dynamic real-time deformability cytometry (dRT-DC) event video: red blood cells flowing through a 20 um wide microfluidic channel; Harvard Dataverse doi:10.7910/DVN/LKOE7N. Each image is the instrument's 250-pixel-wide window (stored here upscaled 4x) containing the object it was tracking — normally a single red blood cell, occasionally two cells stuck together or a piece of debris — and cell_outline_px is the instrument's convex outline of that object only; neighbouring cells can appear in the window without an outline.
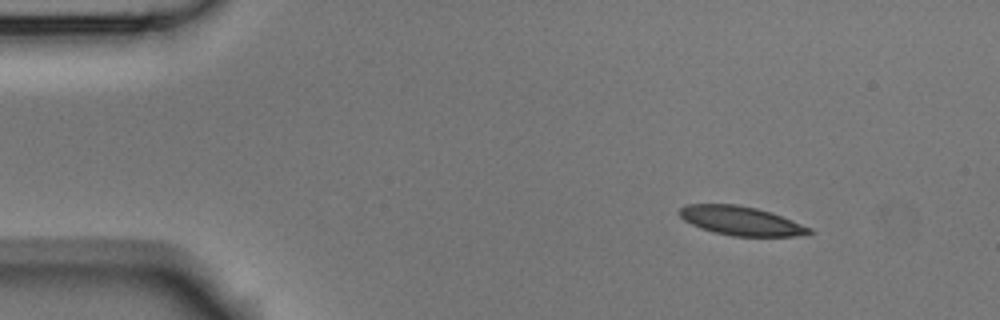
{"species": "Egyptian fruit bat (a non-hibernating species)", "species_latin": "Rousettus aegyptiacus", "temperature_condition": "room temperature", "stored_images_in_passage": 11, "camera_frame_rate_fps": 3000, "um_per_image_px": 0.085, "animal": {"sex": "male"}, "frame": {"image": 1, "passage_image": 1, "time_ms": 0.0, "image_size_px": [1000, 320], "cell_outline_px": [[816, 232], [804, 236], [732, 236], [700, 228], [684, 220], [680, 216], [680, 208], [684, 204], [736, 204], [756, 208], [772, 212], [812, 228]], "centroid_in_image_um": [63.04, 18.77], "position_along_channel_um": 22.0, "area_um2": 22.02}}
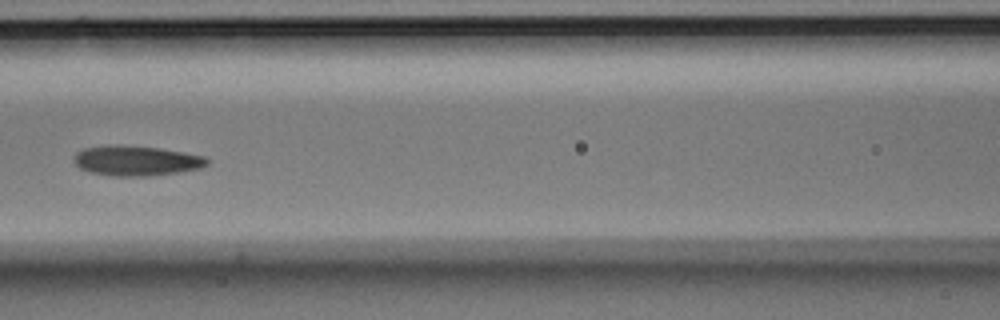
{"frame": {"image": 2, "passage_image": 5, "time_ms": 1.333, "image_size_px": [1000, 320], "cell_outline_px": [[208, 164], [200, 168], [180, 172], [148, 176], [112, 176], [88, 172], [80, 168], [72, 160], [76, 152], [84, 148], [108, 144], [116, 144], [160, 148], [184, 152], [204, 156], [208, 160]], "centroid_in_image_um": [11.54, 13.65], "position_along_channel_um": 155.1, "area_um2": 23.58}}
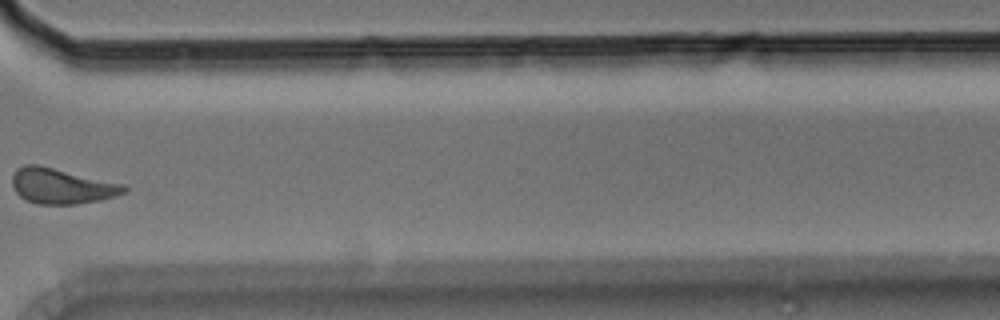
{"frame": {"image": 3, "passage_image": 10, "time_ms": 3.0, "image_size_px": [1000, 320], "cell_outline_px": [[128, 192], [116, 196], [100, 200], [76, 204], [36, 204], [20, 196], [16, 192], [12, 184], [12, 176], [16, 168], [24, 164], [36, 164], [124, 184], [128, 188]], "centroid_in_image_um": [5.24, 15.81], "position_along_channel_um": 365.4, "area_um2": 23.06}}